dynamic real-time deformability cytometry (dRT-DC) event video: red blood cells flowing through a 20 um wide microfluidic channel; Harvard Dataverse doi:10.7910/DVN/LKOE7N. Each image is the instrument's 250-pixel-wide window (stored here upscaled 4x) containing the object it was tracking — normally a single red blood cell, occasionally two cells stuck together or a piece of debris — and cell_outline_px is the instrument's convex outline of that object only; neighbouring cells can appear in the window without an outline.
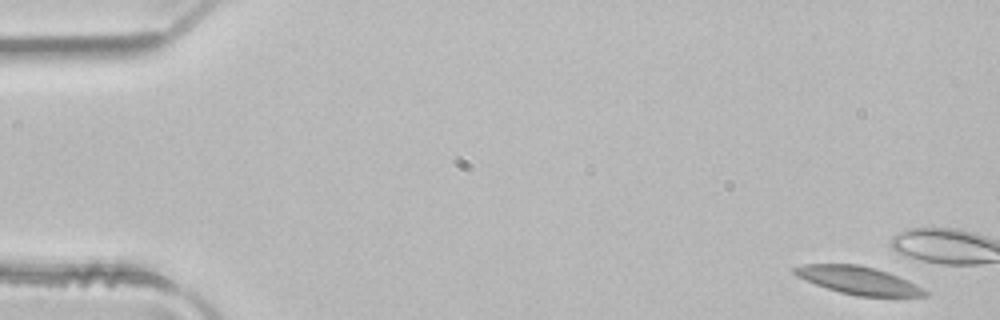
{"species": "common noctule bat (a hibernating species)", "species_latin": "Nyctalus noctula", "temperature_condition": "room temperature", "stored_images_in_passage": 5, "camera_frame_rate_fps": 3000, "um_per_image_px": 0.085, "animal": {"sex": "male", "body_mass_g": 21.5, "forearm_length_mm": 52.0}, "frame": {"image": 1, "passage_image": 1, "time_ms": 0.0, "image_size_px": [1000, 320], "cell_outline_px": [[928, 296], [856, 296], [840, 292], [816, 284], [796, 276], [792, 272], [792, 268], [804, 264], [856, 264], [888, 272], [908, 280], [924, 288], [928, 292]], "centroid_in_image_um": [72.96, 23.83], "position_along_channel_um": 12.0, "area_um2": 20.98}}